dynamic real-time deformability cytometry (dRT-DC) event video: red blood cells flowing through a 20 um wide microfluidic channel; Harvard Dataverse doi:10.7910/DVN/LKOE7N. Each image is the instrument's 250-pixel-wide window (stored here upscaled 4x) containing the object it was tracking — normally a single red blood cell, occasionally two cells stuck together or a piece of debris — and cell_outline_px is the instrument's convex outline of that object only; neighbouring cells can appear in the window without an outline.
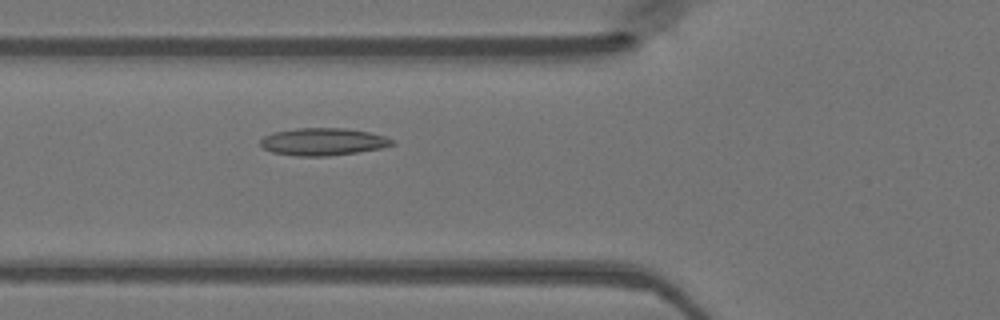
{"species": "Egyptian fruit bat (a non-hibernating species)", "species_latin": "Rousettus aegyptiacus", "temperature_condition": "warm", "stored_images_in_passage": 49, "camera_frame_rate_fps": 3000, "um_per_image_px": 0.085, "animal": {"sex": "female"}, "frame": {"image": 1, "passage_image": 18, "time_ms": 5.667, "image_size_px": [1000, 320], "cell_outline_px": [[396, 144], [380, 148], [356, 152], [328, 156], [296, 156], [272, 152], [264, 148], [260, 144], [260, 140], [264, 136], [272, 132], [296, 128], [344, 128], [368, 132], [384, 136], [396, 140]], "centroid_in_image_um": [27.45, 12.04], "position_along_channel_um": 98.3, "area_um2": 21.04}}
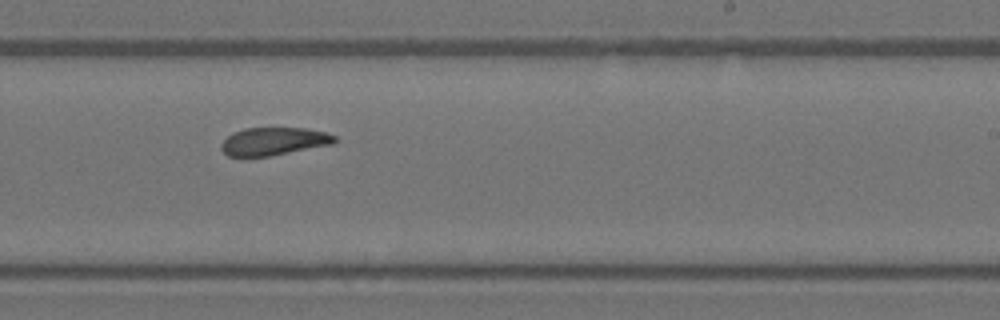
{"frame": {"image": 2, "passage_image": 30, "time_ms": 9.667, "image_size_px": [1000, 320], "cell_outline_px": [[336, 144], [248, 160], [240, 160], [228, 156], [220, 148], [220, 144], [232, 132], [244, 128], [304, 128], [324, 132], [336, 136]], "centroid_in_image_um": [23.2, 12.06], "position_along_channel_um": 265.8, "area_um2": 19.25}}
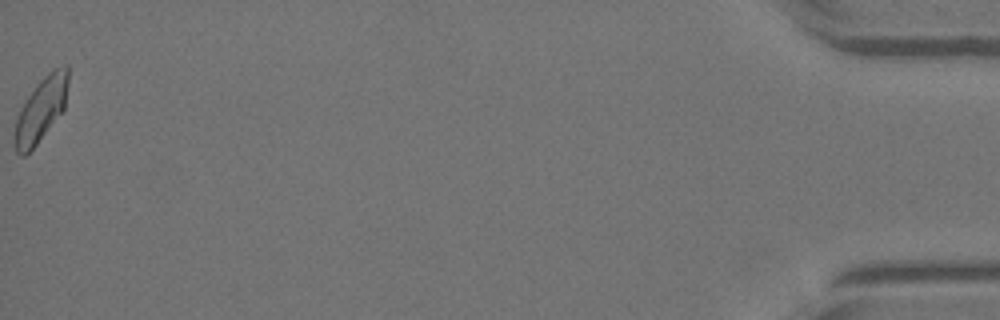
{"frame": {"image": 3, "passage_image": 49, "time_ms": 16.0, "image_size_px": [1000, 320], "cell_outline_px": [[68, 84], [64, 108], [36, 144], [24, 156], [20, 156], [16, 152], [16, 120], [20, 108], [24, 100], [36, 84], [52, 68], [68, 64]], "centroid_in_image_um": [3.5, 9.23], "position_along_channel_um": 431.7, "area_um2": 19.54}}